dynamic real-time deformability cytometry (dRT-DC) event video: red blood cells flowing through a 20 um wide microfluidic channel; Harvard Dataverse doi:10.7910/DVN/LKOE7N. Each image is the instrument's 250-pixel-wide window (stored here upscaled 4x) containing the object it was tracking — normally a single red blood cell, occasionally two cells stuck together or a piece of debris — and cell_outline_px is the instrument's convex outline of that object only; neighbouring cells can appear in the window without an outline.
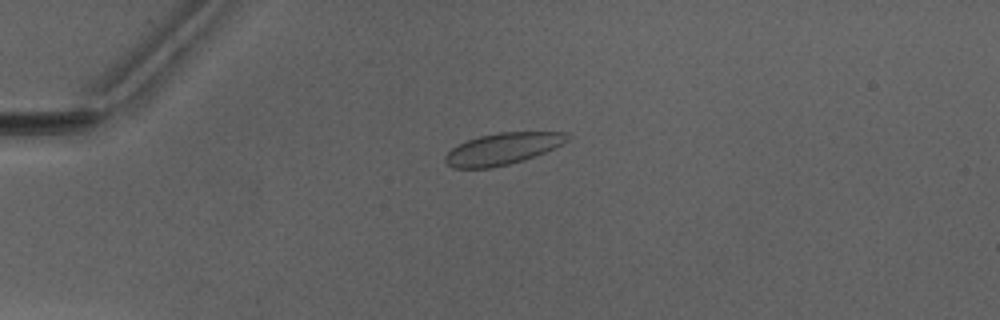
{"species": "Egyptian fruit bat (a non-hibernating species)", "species_latin": "Rousettus aegyptiacus", "temperature_condition": "warm", "stored_images_in_passage": 52, "camera_frame_rate_fps": 3000, "um_per_image_px": 0.085, "animal": {"sex": "male"}, "frame": {"image": 1, "passage_image": 14, "time_ms": 4.333, "image_size_px": [1000, 320], "cell_outline_px": [[572, 136], [568, 140], [544, 152], [524, 160], [508, 164], [488, 168], [452, 168], [444, 160], [444, 156], [452, 148], [468, 140], [480, 136], [496, 132], [568, 132]], "centroid_in_image_um": [42.72, 12.64], "position_along_channel_um": 42.3, "area_um2": 22.31}}
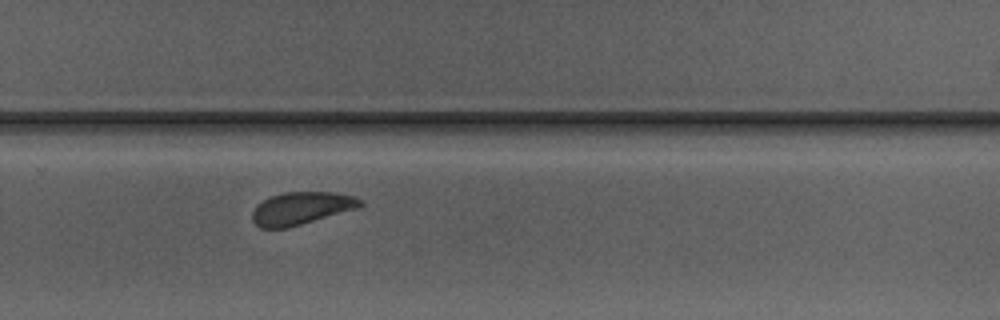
{"frame": {"image": 2, "passage_image": 36, "time_ms": 11.667, "image_size_px": [1000, 320], "cell_outline_px": [[364, 204], [360, 208], [288, 228], [260, 228], [252, 220], [252, 212], [256, 204], [272, 196], [284, 192], [332, 192], [356, 196]], "centroid_in_image_um": [25.63, 17.71], "position_along_channel_um": 304.2, "area_um2": 20.69}}
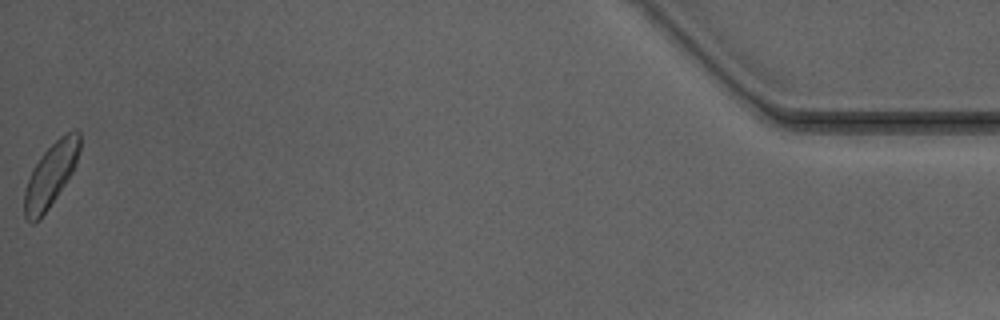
{"frame": {"image": 3, "passage_image": 52, "time_ms": 17.0, "image_size_px": [1000, 320], "cell_outline_px": [[80, 148], [76, 164], [72, 172], [48, 208], [32, 224], [28, 224], [24, 216], [24, 192], [32, 168], [44, 152], [60, 136], [76, 128], [80, 132]], "centroid_in_image_um": [4.31, 14.84], "position_along_channel_um": 430.9, "area_um2": 20.17}, "authors_computed_cell_mechanics": {"area_um2": 21.7906, "velocity_mm_per_s": 4.0824, "shape_relaxation_time_tau1_ms": 2.6309, "shape_relaxation_time_tau2_ms": null, "deformation_change_tau1": 0.0623, "deformation_change_tau2": null}}